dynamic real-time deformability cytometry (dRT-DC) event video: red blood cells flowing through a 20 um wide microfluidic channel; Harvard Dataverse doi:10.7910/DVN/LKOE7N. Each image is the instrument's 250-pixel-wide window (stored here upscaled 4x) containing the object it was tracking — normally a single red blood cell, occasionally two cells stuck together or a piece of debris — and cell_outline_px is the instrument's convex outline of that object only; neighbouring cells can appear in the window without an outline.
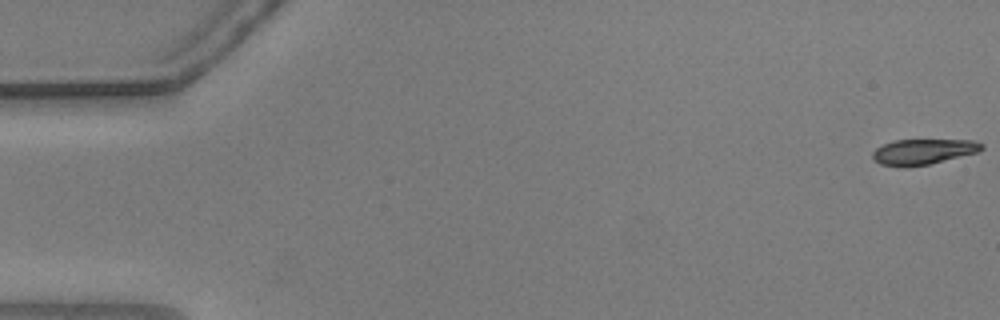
{"species": "common noctule bat (a hibernating species)", "species_latin": "Nyctalus noctula", "temperature_condition": "warm", "stored_images_in_passage": 55, "camera_frame_rate_fps": 3000, "um_per_image_px": 0.085, "animal": {"sex": "male", "body_mass_g": 20.5, "forearm_length_mm": 52.5}, "frame": {"image": 1, "passage_image": 1, "time_ms": 0.0, "image_size_px": [1000, 320], "cell_outline_px": [[984, 148], [976, 152], [928, 164], [880, 164], [872, 160], [872, 152], [876, 148], [884, 144], [896, 140], [976, 140], [984, 144]], "centroid_in_image_um": [78.5, 12.84], "position_along_channel_um": 6.5, "area_um2": 15.49}}
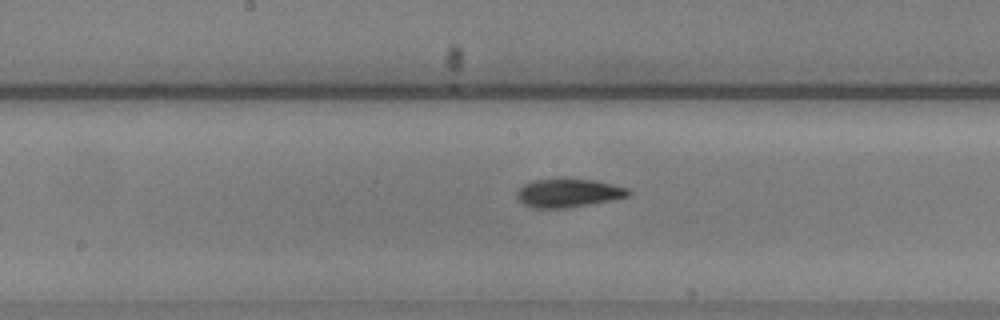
{"frame": {"image": 2, "passage_image": 29, "time_ms": 9.333, "image_size_px": [1000, 320], "cell_outline_px": [[632, 192], [628, 196], [588, 204], [564, 208], [536, 208], [524, 204], [516, 196], [516, 192], [524, 184], [532, 180], [560, 176], [596, 180], [628, 188]], "centroid_in_image_um": [48.28, 16.35], "position_along_channel_um": 199.9, "area_um2": 18.9}}
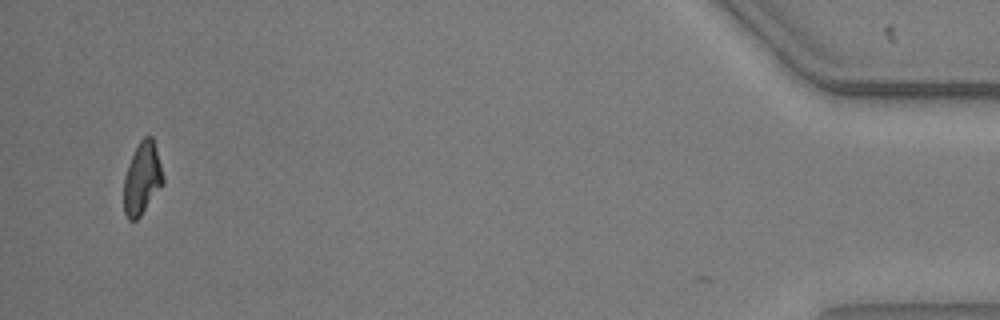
{"frame": {"image": 3, "passage_image": 54, "time_ms": 17.667, "image_size_px": [1000, 320], "cell_outline_px": [[164, 184], [140, 216], [136, 220], [128, 220], [124, 212], [124, 176], [132, 156], [140, 140], [144, 136], [152, 136], [164, 176]], "centroid_in_image_um": [12.09, 15.19], "position_along_channel_um": 423.1, "area_um2": 16.42}, "authors_computed_cell_mechanics": {"area_um2": 17.7446, "velocity_mm_per_s": 3.6698, "shape_relaxation_time_tau1_ms": 3.8223, "shape_relaxation_time_tau2_ms": 3.2355, "deformation_change_tau1": 0.1631, "deformation_change_tau2": 0.0835}}